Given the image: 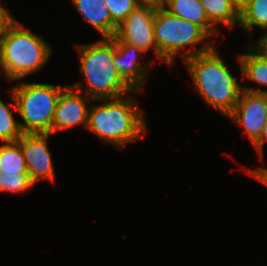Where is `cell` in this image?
<instances>
[{
  "label": "cell",
  "mask_w": 267,
  "mask_h": 266,
  "mask_svg": "<svg viewBox=\"0 0 267 266\" xmlns=\"http://www.w3.org/2000/svg\"><path fill=\"white\" fill-rule=\"evenodd\" d=\"M103 101L90 106L86 129L118 149L143 138L147 120L134 96L128 94Z\"/></svg>",
  "instance_id": "6da1fadb"
},
{
  "label": "cell",
  "mask_w": 267,
  "mask_h": 266,
  "mask_svg": "<svg viewBox=\"0 0 267 266\" xmlns=\"http://www.w3.org/2000/svg\"><path fill=\"white\" fill-rule=\"evenodd\" d=\"M220 56L214 46L183 62L192 78L194 89L205 103L228 116L234 110L243 89L242 83L236 80Z\"/></svg>",
  "instance_id": "7a4b0ae2"
},
{
  "label": "cell",
  "mask_w": 267,
  "mask_h": 266,
  "mask_svg": "<svg viewBox=\"0 0 267 266\" xmlns=\"http://www.w3.org/2000/svg\"><path fill=\"white\" fill-rule=\"evenodd\" d=\"M80 71L86 79L85 94L94 101L113 99L133 90L113 65L114 37L101 38L89 44H76Z\"/></svg>",
  "instance_id": "3957f363"
},
{
  "label": "cell",
  "mask_w": 267,
  "mask_h": 266,
  "mask_svg": "<svg viewBox=\"0 0 267 266\" xmlns=\"http://www.w3.org/2000/svg\"><path fill=\"white\" fill-rule=\"evenodd\" d=\"M46 40L17 19L0 39V70L8 81H20L44 68L53 53Z\"/></svg>",
  "instance_id": "277c9868"
},
{
  "label": "cell",
  "mask_w": 267,
  "mask_h": 266,
  "mask_svg": "<svg viewBox=\"0 0 267 266\" xmlns=\"http://www.w3.org/2000/svg\"><path fill=\"white\" fill-rule=\"evenodd\" d=\"M154 37L158 53L161 55V62L170 67L174 65L178 53L184 61L214 47V43L207 40L212 37L201 26L174 16L165 9L156 10ZM197 44L202 45L196 48ZM183 48L187 49L182 52Z\"/></svg>",
  "instance_id": "5b68a950"
},
{
  "label": "cell",
  "mask_w": 267,
  "mask_h": 266,
  "mask_svg": "<svg viewBox=\"0 0 267 266\" xmlns=\"http://www.w3.org/2000/svg\"><path fill=\"white\" fill-rule=\"evenodd\" d=\"M46 83H18L12 91L22 133L52 134V122L62 90L66 87Z\"/></svg>",
  "instance_id": "8992f818"
},
{
  "label": "cell",
  "mask_w": 267,
  "mask_h": 266,
  "mask_svg": "<svg viewBox=\"0 0 267 266\" xmlns=\"http://www.w3.org/2000/svg\"><path fill=\"white\" fill-rule=\"evenodd\" d=\"M156 9L138 6L117 27L114 38L119 43H128L144 53L151 48L154 57L161 60L154 37V18Z\"/></svg>",
  "instance_id": "52a82bcc"
},
{
  "label": "cell",
  "mask_w": 267,
  "mask_h": 266,
  "mask_svg": "<svg viewBox=\"0 0 267 266\" xmlns=\"http://www.w3.org/2000/svg\"><path fill=\"white\" fill-rule=\"evenodd\" d=\"M82 88H84V84L77 82L67 85L62 90L52 122L53 136L60 130L74 128L76 125L86 128L90 109L88 104L93 103L94 100L86 94L82 96Z\"/></svg>",
  "instance_id": "ba28073f"
},
{
  "label": "cell",
  "mask_w": 267,
  "mask_h": 266,
  "mask_svg": "<svg viewBox=\"0 0 267 266\" xmlns=\"http://www.w3.org/2000/svg\"><path fill=\"white\" fill-rule=\"evenodd\" d=\"M240 128L243 127L254 145L261 136L267 121V93L242 90L234 110L227 116Z\"/></svg>",
  "instance_id": "9c48e42d"
},
{
  "label": "cell",
  "mask_w": 267,
  "mask_h": 266,
  "mask_svg": "<svg viewBox=\"0 0 267 266\" xmlns=\"http://www.w3.org/2000/svg\"><path fill=\"white\" fill-rule=\"evenodd\" d=\"M52 134L22 133L17 140L27 165L31 180L36 183L41 179L55 182L53 166L48 140Z\"/></svg>",
  "instance_id": "30bf717a"
},
{
  "label": "cell",
  "mask_w": 267,
  "mask_h": 266,
  "mask_svg": "<svg viewBox=\"0 0 267 266\" xmlns=\"http://www.w3.org/2000/svg\"><path fill=\"white\" fill-rule=\"evenodd\" d=\"M144 53L141 49L128 43H119L114 38V60L113 65L117 69L122 79L137 91L144 90V83L152 65L142 61ZM141 60V61H140Z\"/></svg>",
  "instance_id": "8fae6325"
},
{
  "label": "cell",
  "mask_w": 267,
  "mask_h": 266,
  "mask_svg": "<svg viewBox=\"0 0 267 266\" xmlns=\"http://www.w3.org/2000/svg\"><path fill=\"white\" fill-rule=\"evenodd\" d=\"M245 49L244 53L239 54L237 61L242 79L267 86V52L257 43L248 44ZM242 89L249 92L267 93V90L253 88V86H244Z\"/></svg>",
  "instance_id": "7c38bea8"
},
{
  "label": "cell",
  "mask_w": 267,
  "mask_h": 266,
  "mask_svg": "<svg viewBox=\"0 0 267 266\" xmlns=\"http://www.w3.org/2000/svg\"><path fill=\"white\" fill-rule=\"evenodd\" d=\"M85 21L101 33L102 38L114 37L117 26L113 23L105 0H70Z\"/></svg>",
  "instance_id": "4fadbf2b"
},
{
  "label": "cell",
  "mask_w": 267,
  "mask_h": 266,
  "mask_svg": "<svg viewBox=\"0 0 267 266\" xmlns=\"http://www.w3.org/2000/svg\"><path fill=\"white\" fill-rule=\"evenodd\" d=\"M164 9L174 16L196 23L211 37L220 33L209 23L200 0H167Z\"/></svg>",
  "instance_id": "5bb4252c"
},
{
  "label": "cell",
  "mask_w": 267,
  "mask_h": 266,
  "mask_svg": "<svg viewBox=\"0 0 267 266\" xmlns=\"http://www.w3.org/2000/svg\"><path fill=\"white\" fill-rule=\"evenodd\" d=\"M204 7L209 23L216 29L219 23L228 29H233L239 24L240 13L231 0H200Z\"/></svg>",
  "instance_id": "9a60e30c"
},
{
  "label": "cell",
  "mask_w": 267,
  "mask_h": 266,
  "mask_svg": "<svg viewBox=\"0 0 267 266\" xmlns=\"http://www.w3.org/2000/svg\"><path fill=\"white\" fill-rule=\"evenodd\" d=\"M239 25L246 34H250L253 27L257 26L263 32L257 41L267 35V0H251L248 5L240 12Z\"/></svg>",
  "instance_id": "2e32d148"
},
{
  "label": "cell",
  "mask_w": 267,
  "mask_h": 266,
  "mask_svg": "<svg viewBox=\"0 0 267 266\" xmlns=\"http://www.w3.org/2000/svg\"><path fill=\"white\" fill-rule=\"evenodd\" d=\"M9 94L11 96V103H5L0 98V140L3 143L17 142L22 135L19 121L15 119L11 110V108H14L17 111L16 101L12 91H9Z\"/></svg>",
  "instance_id": "e0dca14e"
},
{
  "label": "cell",
  "mask_w": 267,
  "mask_h": 266,
  "mask_svg": "<svg viewBox=\"0 0 267 266\" xmlns=\"http://www.w3.org/2000/svg\"><path fill=\"white\" fill-rule=\"evenodd\" d=\"M0 170L3 174L28 173L18 142H6L0 145Z\"/></svg>",
  "instance_id": "ac0fdd59"
},
{
  "label": "cell",
  "mask_w": 267,
  "mask_h": 266,
  "mask_svg": "<svg viewBox=\"0 0 267 266\" xmlns=\"http://www.w3.org/2000/svg\"><path fill=\"white\" fill-rule=\"evenodd\" d=\"M34 185L28 173L3 174L0 170V192L24 193Z\"/></svg>",
  "instance_id": "d6986e66"
},
{
  "label": "cell",
  "mask_w": 267,
  "mask_h": 266,
  "mask_svg": "<svg viewBox=\"0 0 267 266\" xmlns=\"http://www.w3.org/2000/svg\"><path fill=\"white\" fill-rule=\"evenodd\" d=\"M113 23L118 27L139 5L137 0H105Z\"/></svg>",
  "instance_id": "ffe728a7"
},
{
  "label": "cell",
  "mask_w": 267,
  "mask_h": 266,
  "mask_svg": "<svg viewBox=\"0 0 267 266\" xmlns=\"http://www.w3.org/2000/svg\"><path fill=\"white\" fill-rule=\"evenodd\" d=\"M0 3V39L5 35L8 28L16 21V19L9 13Z\"/></svg>",
  "instance_id": "44dd1931"
},
{
  "label": "cell",
  "mask_w": 267,
  "mask_h": 266,
  "mask_svg": "<svg viewBox=\"0 0 267 266\" xmlns=\"http://www.w3.org/2000/svg\"><path fill=\"white\" fill-rule=\"evenodd\" d=\"M242 168L245 172H247L248 175H251V177L257 179L267 187V168L259 167L256 169H251L244 166H242Z\"/></svg>",
  "instance_id": "7402d4cb"
},
{
  "label": "cell",
  "mask_w": 267,
  "mask_h": 266,
  "mask_svg": "<svg viewBox=\"0 0 267 266\" xmlns=\"http://www.w3.org/2000/svg\"><path fill=\"white\" fill-rule=\"evenodd\" d=\"M266 142H267V121L263 126V130H262L260 139L253 145L255 150L258 152L259 158L261 157V159H262V157H264L263 144Z\"/></svg>",
  "instance_id": "603a6c76"
},
{
  "label": "cell",
  "mask_w": 267,
  "mask_h": 266,
  "mask_svg": "<svg viewBox=\"0 0 267 266\" xmlns=\"http://www.w3.org/2000/svg\"><path fill=\"white\" fill-rule=\"evenodd\" d=\"M139 6L151 7L156 10L164 9L167 0H137Z\"/></svg>",
  "instance_id": "cb8c5ba5"
},
{
  "label": "cell",
  "mask_w": 267,
  "mask_h": 266,
  "mask_svg": "<svg viewBox=\"0 0 267 266\" xmlns=\"http://www.w3.org/2000/svg\"><path fill=\"white\" fill-rule=\"evenodd\" d=\"M250 1L251 0H231L232 4L239 13L248 5Z\"/></svg>",
  "instance_id": "d4e9b609"
},
{
  "label": "cell",
  "mask_w": 267,
  "mask_h": 266,
  "mask_svg": "<svg viewBox=\"0 0 267 266\" xmlns=\"http://www.w3.org/2000/svg\"><path fill=\"white\" fill-rule=\"evenodd\" d=\"M257 44L267 52V35L262 38Z\"/></svg>",
  "instance_id": "484cf974"
}]
</instances>
